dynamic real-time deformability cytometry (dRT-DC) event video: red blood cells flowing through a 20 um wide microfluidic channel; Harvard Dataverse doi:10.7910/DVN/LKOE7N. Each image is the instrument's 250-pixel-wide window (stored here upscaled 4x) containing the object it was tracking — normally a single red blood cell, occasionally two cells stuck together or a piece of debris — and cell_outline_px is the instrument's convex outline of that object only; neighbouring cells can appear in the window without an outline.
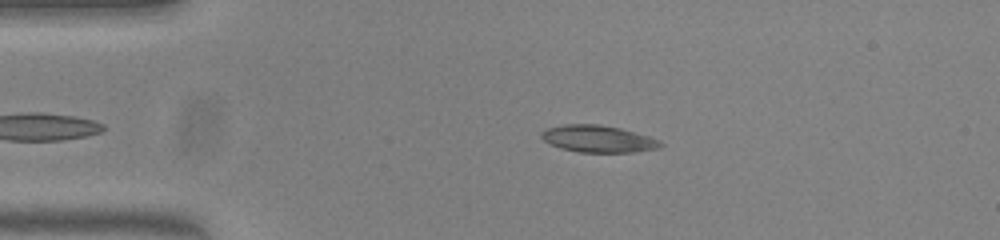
{"species": "common noctule bat (a hibernating species)", "species_latin": "Nyctalus noctula", "temperature_condition": "warm", "stored_images_in_passage": 41, "camera_frame_rate_fps": 3000, "um_per_image_px": 0.085, "animal": {"sex": "female", "body_mass_g": 23.0, "forearm_length_mm": 53.4}, "frame": {"image": 1, "passage_image": 5, "time_ms": 1.333, "image_size_px": [1000, 240], "cell_outline_px": [[664, 144], [660, 148], [632, 152], [580, 152], [560, 148], [544, 140], [540, 136], [540, 132], [544, 128], [564, 124], [600, 124], [620, 128], [648, 136], [660, 140]], "centroid_in_image_um": [50.82, 11.79], "position_along_channel_um": 34.2, "area_um2": 18.79}}
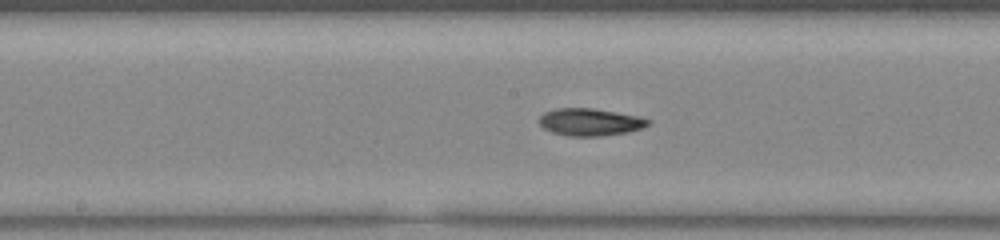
{"frame": {"image": 2, "passage_image": 21, "time_ms": 6.667, "image_size_px": [1000, 240], "cell_outline_px": [[652, 120], [644, 128], [628, 132], [600, 136], [568, 136], [552, 132], [544, 128], [540, 124], [540, 116], [544, 112], [556, 108], [592, 108], [616, 112], [636, 116]], "centroid_in_image_um": [50.16, 10.37], "position_along_channel_um": 198.0, "area_um2": 17.28}}
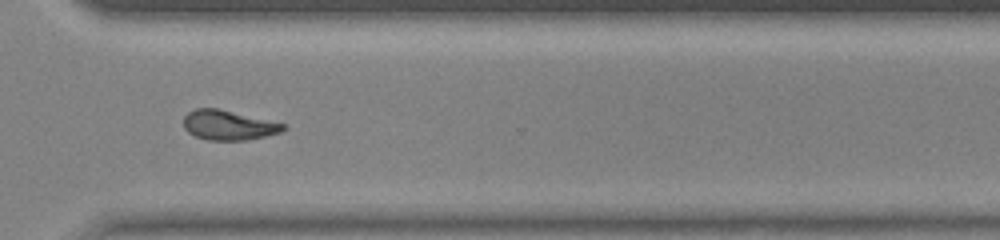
{"frame": {"image": 3, "passage_image": 33, "time_ms": 10.667, "image_size_px": [1000, 240], "cell_outline_px": [[288, 128], [280, 132], [248, 140], [208, 140], [196, 136], [188, 132], [184, 128], [184, 116], [188, 112], [196, 108], [216, 108], [288, 124]], "centroid_in_image_um": [19.44, 10.64], "position_along_channel_um": 351.2, "area_um2": 17.28}, "authors_computed_cell_mechanics": {"area_um2": 17.4556, "velocity_mm_per_s": 3.825, "shape_relaxation_time_tau1_ms": 6.6414, "shape_relaxation_time_tau2_ms": null, "deformation_change_tau1": 0.1658, "deformation_change_tau2": null}}